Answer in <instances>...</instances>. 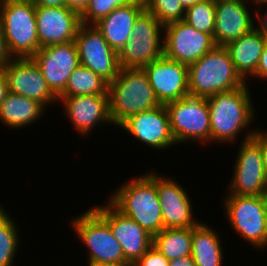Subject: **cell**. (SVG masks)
Wrapping results in <instances>:
<instances>
[{"mask_svg": "<svg viewBox=\"0 0 267 266\" xmlns=\"http://www.w3.org/2000/svg\"><path fill=\"white\" fill-rule=\"evenodd\" d=\"M259 145L262 153V160L264 166V172L267 178V128L266 129H258L252 137Z\"/></svg>", "mask_w": 267, "mask_h": 266, "instance_id": "33", "label": "cell"}, {"mask_svg": "<svg viewBox=\"0 0 267 266\" xmlns=\"http://www.w3.org/2000/svg\"><path fill=\"white\" fill-rule=\"evenodd\" d=\"M35 6H45V7H62L65 6V0H35Z\"/></svg>", "mask_w": 267, "mask_h": 266, "instance_id": "39", "label": "cell"}, {"mask_svg": "<svg viewBox=\"0 0 267 266\" xmlns=\"http://www.w3.org/2000/svg\"><path fill=\"white\" fill-rule=\"evenodd\" d=\"M0 24L13 58L32 57L38 51L36 6L33 2L5 0Z\"/></svg>", "mask_w": 267, "mask_h": 266, "instance_id": "6", "label": "cell"}, {"mask_svg": "<svg viewBox=\"0 0 267 266\" xmlns=\"http://www.w3.org/2000/svg\"><path fill=\"white\" fill-rule=\"evenodd\" d=\"M193 227L164 228L153 237V246L169 261L190 256Z\"/></svg>", "mask_w": 267, "mask_h": 266, "instance_id": "26", "label": "cell"}, {"mask_svg": "<svg viewBox=\"0 0 267 266\" xmlns=\"http://www.w3.org/2000/svg\"><path fill=\"white\" fill-rule=\"evenodd\" d=\"M88 2L89 0H65V6L81 13L87 6Z\"/></svg>", "mask_w": 267, "mask_h": 266, "instance_id": "37", "label": "cell"}, {"mask_svg": "<svg viewBox=\"0 0 267 266\" xmlns=\"http://www.w3.org/2000/svg\"><path fill=\"white\" fill-rule=\"evenodd\" d=\"M224 217L241 239L258 251L267 249V212L262 196L226 195Z\"/></svg>", "mask_w": 267, "mask_h": 266, "instance_id": "7", "label": "cell"}, {"mask_svg": "<svg viewBox=\"0 0 267 266\" xmlns=\"http://www.w3.org/2000/svg\"><path fill=\"white\" fill-rule=\"evenodd\" d=\"M227 195L263 196L267 186L260 145L251 137L240 140Z\"/></svg>", "mask_w": 267, "mask_h": 266, "instance_id": "10", "label": "cell"}, {"mask_svg": "<svg viewBox=\"0 0 267 266\" xmlns=\"http://www.w3.org/2000/svg\"><path fill=\"white\" fill-rule=\"evenodd\" d=\"M108 95L109 114L115 128L129 116L160 105L142 68H120L117 77L108 84Z\"/></svg>", "mask_w": 267, "mask_h": 266, "instance_id": "3", "label": "cell"}, {"mask_svg": "<svg viewBox=\"0 0 267 266\" xmlns=\"http://www.w3.org/2000/svg\"><path fill=\"white\" fill-rule=\"evenodd\" d=\"M132 1L133 0H89L87 6L80 13L81 23L94 25L117 7L125 6Z\"/></svg>", "mask_w": 267, "mask_h": 266, "instance_id": "31", "label": "cell"}, {"mask_svg": "<svg viewBox=\"0 0 267 266\" xmlns=\"http://www.w3.org/2000/svg\"><path fill=\"white\" fill-rule=\"evenodd\" d=\"M249 4L247 0H215L213 40L216 46H226L255 28V9H248Z\"/></svg>", "mask_w": 267, "mask_h": 266, "instance_id": "21", "label": "cell"}, {"mask_svg": "<svg viewBox=\"0 0 267 266\" xmlns=\"http://www.w3.org/2000/svg\"><path fill=\"white\" fill-rule=\"evenodd\" d=\"M106 200L105 204L92 208L109 224L125 260L134 264L153 245V236Z\"/></svg>", "mask_w": 267, "mask_h": 266, "instance_id": "14", "label": "cell"}, {"mask_svg": "<svg viewBox=\"0 0 267 266\" xmlns=\"http://www.w3.org/2000/svg\"><path fill=\"white\" fill-rule=\"evenodd\" d=\"M145 9L165 26L184 19L185 8L180 0H149Z\"/></svg>", "mask_w": 267, "mask_h": 266, "instance_id": "30", "label": "cell"}, {"mask_svg": "<svg viewBox=\"0 0 267 266\" xmlns=\"http://www.w3.org/2000/svg\"><path fill=\"white\" fill-rule=\"evenodd\" d=\"M144 10V3L133 0L125 6L117 7L94 25L104 35L110 47L118 53L130 38L134 21Z\"/></svg>", "mask_w": 267, "mask_h": 266, "instance_id": "22", "label": "cell"}, {"mask_svg": "<svg viewBox=\"0 0 267 266\" xmlns=\"http://www.w3.org/2000/svg\"><path fill=\"white\" fill-rule=\"evenodd\" d=\"M164 26L146 9L134 21L130 38L118 52L121 68H143L163 56Z\"/></svg>", "mask_w": 267, "mask_h": 266, "instance_id": "9", "label": "cell"}, {"mask_svg": "<svg viewBox=\"0 0 267 266\" xmlns=\"http://www.w3.org/2000/svg\"><path fill=\"white\" fill-rule=\"evenodd\" d=\"M215 18V0H202L185 9L183 21L213 37Z\"/></svg>", "mask_w": 267, "mask_h": 266, "instance_id": "29", "label": "cell"}, {"mask_svg": "<svg viewBox=\"0 0 267 266\" xmlns=\"http://www.w3.org/2000/svg\"><path fill=\"white\" fill-rule=\"evenodd\" d=\"M58 102H61L68 122L84 139L91 136L94 127L112 125L109 95L58 96Z\"/></svg>", "mask_w": 267, "mask_h": 266, "instance_id": "19", "label": "cell"}, {"mask_svg": "<svg viewBox=\"0 0 267 266\" xmlns=\"http://www.w3.org/2000/svg\"><path fill=\"white\" fill-rule=\"evenodd\" d=\"M266 42L267 39L255 27L251 32L224 46L230 54L235 70L247 83L256 73Z\"/></svg>", "mask_w": 267, "mask_h": 266, "instance_id": "23", "label": "cell"}, {"mask_svg": "<svg viewBox=\"0 0 267 266\" xmlns=\"http://www.w3.org/2000/svg\"><path fill=\"white\" fill-rule=\"evenodd\" d=\"M74 41L82 66L91 69L108 83L117 77L121 68L118 53L95 25L81 24Z\"/></svg>", "mask_w": 267, "mask_h": 266, "instance_id": "11", "label": "cell"}, {"mask_svg": "<svg viewBox=\"0 0 267 266\" xmlns=\"http://www.w3.org/2000/svg\"><path fill=\"white\" fill-rule=\"evenodd\" d=\"M262 198H263V201H264V204H265V210L267 212V186L265 188L264 195L262 196Z\"/></svg>", "mask_w": 267, "mask_h": 266, "instance_id": "44", "label": "cell"}, {"mask_svg": "<svg viewBox=\"0 0 267 266\" xmlns=\"http://www.w3.org/2000/svg\"><path fill=\"white\" fill-rule=\"evenodd\" d=\"M101 266H134V264L130 262H120V263H115V264H105Z\"/></svg>", "mask_w": 267, "mask_h": 266, "instance_id": "43", "label": "cell"}, {"mask_svg": "<svg viewBox=\"0 0 267 266\" xmlns=\"http://www.w3.org/2000/svg\"><path fill=\"white\" fill-rule=\"evenodd\" d=\"M31 58L57 97L65 90L69 76L81 65L75 41L45 46Z\"/></svg>", "mask_w": 267, "mask_h": 266, "instance_id": "16", "label": "cell"}, {"mask_svg": "<svg viewBox=\"0 0 267 266\" xmlns=\"http://www.w3.org/2000/svg\"><path fill=\"white\" fill-rule=\"evenodd\" d=\"M5 211L0 216V266H14L20 249V227L15 217Z\"/></svg>", "mask_w": 267, "mask_h": 266, "instance_id": "28", "label": "cell"}, {"mask_svg": "<svg viewBox=\"0 0 267 266\" xmlns=\"http://www.w3.org/2000/svg\"><path fill=\"white\" fill-rule=\"evenodd\" d=\"M163 55L170 60L190 65L216 45L213 37L197 31L183 20L164 26Z\"/></svg>", "mask_w": 267, "mask_h": 266, "instance_id": "12", "label": "cell"}, {"mask_svg": "<svg viewBox=\"0 0 267 266\" xmlns=\"http://www.w3.org/2000/svg\"><path fill=\"white\" fill-rule=\"evenodd\" d=\"M108 84L100 75L80 65L69 76L59 96L108 95Z\"/></svg>", "mask_w": 267, "mask_h": 266, "instance_id": "27", "label": "cell"}, {"mask_svg": "<svg viewBox=\"0 0 267 266\" xmlns=\"http://www.w3.org/2000/svg\"><path fill=\"white\" fill-rule=\"evenodd\" d=\"M248 84L246 82L238 89L206 98L210 114L211 146L216 143L226 146L230 143L232 146L238 142V138L241 139V133L244 134L241 135L244 141L253 137L257 131L255 126L253 129L251 127L258 114L255 115L256 108Z\"/></svg>", "mask_w": 267, "mask_h": 266, "instance_id": "1", "label": "cell"}, {"mask_svg": "<svg viewBox=\"0 0 267 266\" xmlns=\"http://www.w3.org/2000/svg\"><path fill=\"white\" fill-rule=\"evenodd\" d=\"M202 0H180L182 6L186 9L190 6H193L194 4H196L197 2H200Z\"/></svg>", "mask_w": 267, "mask_h": 266, "instance_id": "41", "label": "cell"}, {"mask_svg": "<svg viewBox=\"0 0 267 266\" xmlns=\"http://www.w3.org/2000/svg\"><path fill=\"white\" fill-rule=\"evenodd\" d=\"M5 207H2L1 203H0V216L5 212Z\"/></svg>", "mask_w": 267, "mask_h": 266, "instance_id": "45", "label": "cell"}, {"mask_svg": "<svg viewBox=\"0 0 267 266\" xmlns=\"http://www.w3.org/2000/svg\"><path fill=\"white\" fill-rule=\"evenodd\" d=\"M84 213V214H83ZM70 218V224L87 251V266L127 262L109 224L92 208Z\"/></svg>", "mask_w": 267, "mask_h": 266, "instance_id": "5", "label": "cell"}, {"mask_svg": "<svg viewBox=\"0 0 267 266\" xmlns=\"http://www.w3.org/2000/svg\"><path fill=\"white\" fill-rule=\"evenodd\" d=\"M3 70L8 92L34 99L45 108L59 104L58 97L48 87L41 70L31 57L12 58Z\"/></svg>", "mask_w": 267, "mask_h": 266, "instance_id": "15", "label": "cell"}, {"mask_svg": "<svg viewBox=\"0 0 267 266\" xmlns=\"http://www.w3.org/2000/svg\"><path fill=\"white\" fill-rule=\"evenodd\" d=\"M12 58L13 57L9 53L7 43L4 38L3 30L0 24V70H3Z\"/></svg>", "mask_w": 267, "mask_h": 266, "instance_id": "35", "label": "cell"}, {"mask_svg": "<svg viewBox=\"0 0 267 266\" xmlns=\"http://www.w3.org/2000/svg\"><path fill=\"white\" fill-rule=\"evenodd\" d=\"M169 266H196V264L190 255L171 260Z\"/></svg>", "mask_w": 267, "mask_h": 266, "instance_id": "38", "label": "cell"}, {"mask_svg": "<svg viewBox=\"0 0 267 266\" xmlns=\"http://www.w3.org/2000/svg\"><path fill=\"white\" fill-rule=\"evenodd\" d=\"M38 50L74 41L81 26L80 13L66 6H36Z\"/></svg>", "mask_w": 267, "mask_h": 266, "instance_id": "20", "label": "cell"}, {"mask_svg": "<svg viewBox=\"0 0 267 266\" xmlns=\"http://www.w3.org/2000/svg\"><path fill=\"white\" fill-rule=\"evenodd\" d=\"M247 1L249 3L251 2V4H253L256 7L267 4V0H247Z\"/></svg>", "mask_w": 267, "mask_h": 266, "instance_id": "42", "label": "cell"}, {"mask_svg": "<svg viewBox=\"0 0 267 266\" xmlns=\"http://www.w3.org/2000/svg\"><path fill=\"white\" fill-rule=\"evenodd\" d=\"M125 181L107 199L154 237L164 229L156 171L150 169Z\"/></svg>", "mask_w": 267, "mask_h": 266, "instance_id": "2", "label": "cell"}, {"mask_svg": "<svg viewBox=\"0 0 267 266\" xmlns=\"http://www.w3.org/2000/svg\"><path fill=\"white\" fill-rule=\"evenodd\" d=\"M203 222L193 227L192 259L196 266H222L225 253L221 236L209 223Z\"/></svg>", "mask_w": 267, "mask_h": 266, "instance_id": "25", "label": "cell"}, {"mask_svg": "<svg viewBox=\"0 0 267 266\" xmlns=\"http://www.w3.org/2000/svg\"><path fill=\"white\" fill-rule=\"evenodd\" d=\"M189 93L203 98L242 87L246 82L237 73L228 50L215 46L188 65Z\"/></svg>", "mask_w": 267, "mask_h": 266, "instance_id": "4", "label": "cell"}, {"mask_svg": "<svg viewBox=\"0 0 267 266\" xmlns=\"http://www.w3.org/2000/svg\"><path fill=\"white\" fill-rule=\"evenodd\" d=\"M8 93V86L4 70H0V104Z\"/></svg>", "mask_w": 267, "mask_h": 266, "instance_id": "40", "label": "cell"}, {"mask_svg": "<svg viewBox=\"0 0 267 266\" xmlns=\"http://www.w3.org/2000/svg\"><path fill=\"white\" fill-rule=\"evenodd\" d=\"M165 106L177 145L193 141L205 146L211 143L210 114L206 98L188 94Z\"/></svg>", "mask_w": 267, "mask_h": 266, "instance_id": "8", "label": "cell"}, {"mask_svg": "<svg viewBox=\"0 0 267 266\" xmlns=\"http://www.w3.org/2000/svg\"><path fill=\"white\" fill-rule=\"evenodd\" d=\"M15 1L34 2L35 0H15Z\"/></svg>", "mask_w": 267, "mask_h": 266, "instance_id": "47", "label": "cell"}, {"mask_svg": "<svg viewBox=\"0 0 267 266\" xmlns=\"http://www.w3.org/2000/svg\"><path fill=\"white\" fill-rule=\"evenodd\" d=\"M118 128L132 135V138L135 137V141L138 140L142 142V145L145 144L155 151L168 150L169 147H175V145L177 147L165 105L131 115Z\"/></svg>", "mask_w": 267, "mask_h": 266, "instance_id": "13", "label": "cell"}, {"mask_svg": "<svg viewBox=\"0 0 267 266\" xmlns=\"http://www.w3.org/2000/svg\"><path fill=\"white\" fill-rule=\"evenodd\" d=\"M251 78L257 80L260 79V81L262 80V82L267 80V42L265 49L260 56V61L257 66L256 73Z\"/></svg>", "mask_w": 267, "mask_h": 266, "instance_id": "36", "label": "cell"}, {"mask_svg": "<svg viewBox=\"0 0 267 266\" xmlns=\"http://www.w3.org/2000/svg\"><path fill=\"white\" fill-rule=\"evenodd\" d=\"M135 1H139V2L146 4L149 0H135Z\"/></svg>", "mask_w": 267, "mask_h": 266, "instance_id": "46", "label": "cell"}, {"mask_svg": "<svg viewBox=\"0 0 267 266\" xmlns=\"http://www.w3.org/2000/svg\"><path fill=\"white\" fill-rule=\"evenodd\" d=\"M156 188L164 228L194 227L201 222L195 217L190 195L176 178H168L156 172Z\"/></svg>", "mask_w": 267, "mask_h": 266, "instance_id": "18", "label": "cell"}, {"mask_svg": "<svg viewBox=\"0 0 267 266\" xmlns=\"http://www.w3.org/2000/svg\"><path fill=\"white\" fill-rule=\"evenodd\" d=\"M170 261L153 245L134 263V266H169Z\"/></svg>", "mask_w": 267, "mask_h": 266, "instance_id": "32", "label": "cell"}, {"mask_svg": "<svg viewBox=\"0 0 267 266\" xmlns=\"http://www.w3.org/2000/svg\"><path fill=\"white\" fill-rule=\"evenodd\" d=\"M47 110L34 99L8 92L0 104V123L13 131L23 129L42 120Z\"/></svg>", "mask_w": 267, "mask_h": 266, "instance_id": "24", "label": "cell"}, {"mask_svg": "<svg viewBox=\"0 0 267 266\" xmlns=\"http://www.w3.org/2000/svg\"><path fill=\"white\" fill-rule=\"evenodd\" d=\"M253 8L255 9V13H256L255 18H257V19H255V22L257 21V23L255 24L256 25L255 27L267 39V4L258 6L257 8H255V7H253ZM261 8L262 9L264 8L265 11H263Z\"/></svg>", "mask_w": 267, "mask_h": 266, "instance_id": "34", "label": "cell"}, {"mask_svg": "<svg viewBox=\"0 0 267 266\" xmlns=\"http://www.w3.org/2000/svg\"><path fill=\"white\" fill-rule=\"evenodd\" d=\"M142 69L147 74L160 105L177 101L190 94L188 65L170 60L163 55Z\"/></svg>", "mask_w": 267, "mask_h": 266, "instance_id": "17", "label": "cell"}]
</instances>
